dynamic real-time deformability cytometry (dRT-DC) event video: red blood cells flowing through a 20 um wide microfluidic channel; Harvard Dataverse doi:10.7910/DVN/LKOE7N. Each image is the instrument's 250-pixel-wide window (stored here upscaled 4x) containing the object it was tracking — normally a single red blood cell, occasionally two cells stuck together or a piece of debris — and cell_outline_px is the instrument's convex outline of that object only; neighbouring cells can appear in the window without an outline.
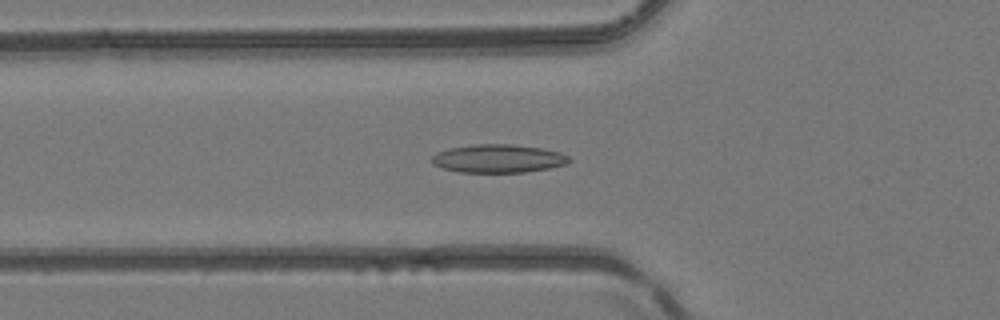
{"species": "common noctule bat (a hibernating species)", "species_latin": "Nyctalus noctula", "temperature_condition": "room temperature", "stored_images_in_passage": 36, "camera_frame_rate_fps": 3000, "um_per_image_px": 0.085, "animal": {"sex": "female", "body_mass_g": 24.6, "forearm_length_mm": 56.2}, "frame": {"image": 1, "passage_image": 4, "time_ms": 1.0, "image_size_px": [1000, 320], "cell_outline_px": [[572, 160], [568, 164], [548, 168], [524, 172], [460, 172], [444, 168], [432, 164], [432, 156], [436, 152], [448, 148], [472, 144], [512, 144], [540, 148], [560, 152], [568, 156]], "centroid_in_image_um": [42.34, 13.47], "position_along_channel_um": 83.5, "area_um2": 22.66}}
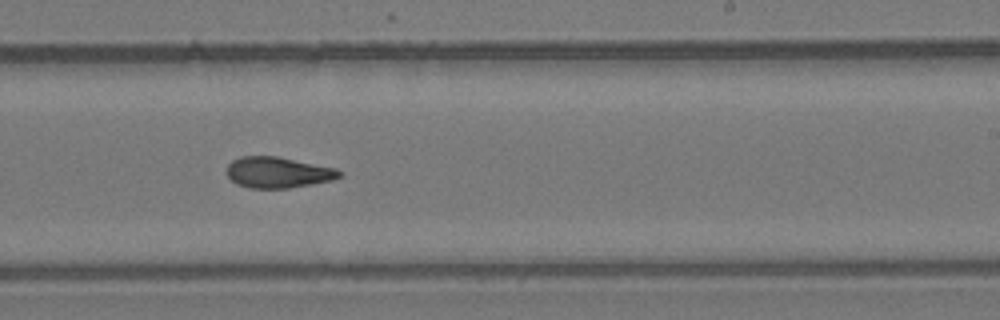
{"frame": {"image": 2, "passage_image": 17, "time_ms": 5.333, "image_size_px": [1000, 320], "cell_outline_px": [[340, 176], [332, 180], [312, 184], [288, 188], [248, 188], [236, 184], [228, 176], [228, 164], [232, 160], [240, 156], [276, 156], [336, 168], [340, 172]], "centroid_in_image_um": [23.6, 14.65], "position_along_channel_um": 265.4, "area_um2": 20.17}}
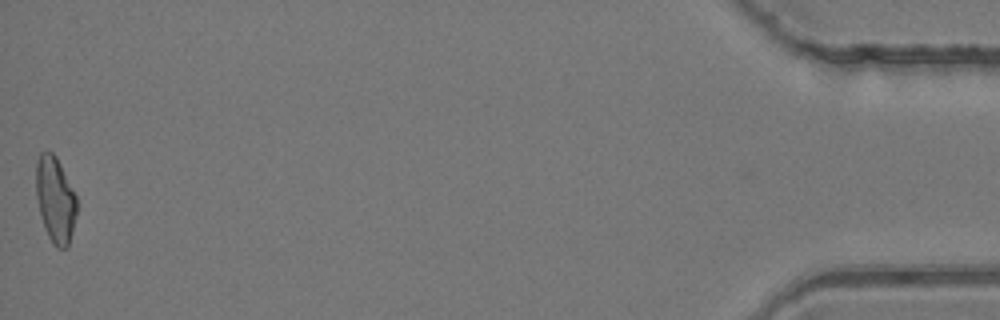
{"frame": {"image": 3, "passage_image": 36, "time_ms": 11.667, "image_size_px": [1000, 320], "cell_outline_px": [[76, 216], [68, 248], [56, 248], [52, 244], [48, 236], [40, 216], [36, 196], [36, 164], [40, 152], [52, 152], [56, 156], [76, 196]], "centroid_in_image_um": [4.69, 17.0], "position_along_channel_um": 430.5, "area_um2": 20.35}, "authors_computed_cell_mechanics": {"area_um2": 20.2878, "velocity_mm_per_s": 4.1801, "shape_relaxation_time_tau1_ms": 8.4838, "shape_relaxation_time_tau2_ms": 2.3795, "deformation_change_tau1": 0.2313, "deformation_change_tau2": 0.0923}}